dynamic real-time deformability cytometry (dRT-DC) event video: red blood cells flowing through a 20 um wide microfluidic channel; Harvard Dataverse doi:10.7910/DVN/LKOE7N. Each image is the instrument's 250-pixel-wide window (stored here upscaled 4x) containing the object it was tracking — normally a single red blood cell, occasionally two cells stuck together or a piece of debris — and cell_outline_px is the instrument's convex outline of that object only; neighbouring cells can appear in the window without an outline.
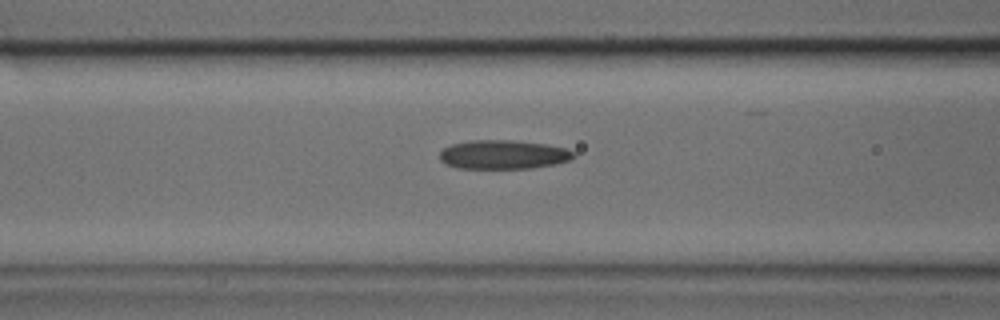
{"species": "common noctule bat (a hibernating species)", "species_latin": "Nyctalus noctula", "temperature_condition": "cold", "stored_images_in_passage": 23, "camera_frame_rate_fps": 3000, "um_per_image_px": 0.085, "animal": {"sex": "male", "body_mass_g": 17.9, "forearm_length_mm": 54.2}, "frame": {"image": 1, "passage_image": 4, "time_ms": 1.0, "image_size_px": [1000, 320], "cell_outline_px": [[576, 156], [572, 160], [556, 164], [532, 168], [456, 168], [444, 164], [440, 160], [440, 152], [444, 148], [452, 144], [472, 140], [512, 140], [544, 144], [564, 148], [576, 152]], "centroid_in_image_um": [42.8, 13.14], "position_along_channel_um": 123.8, "area_um2": 22.72}}
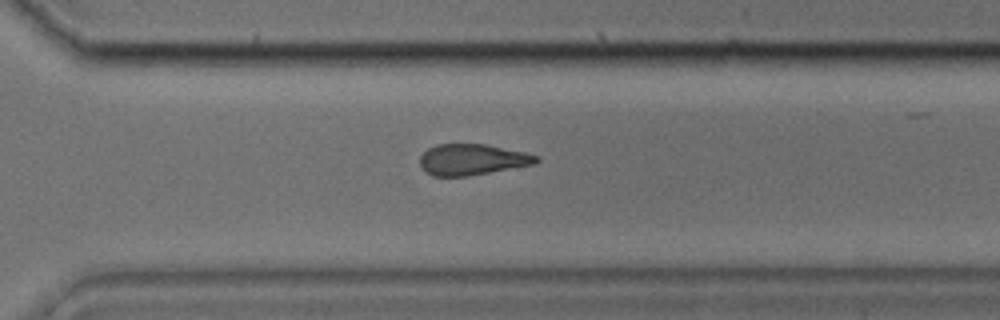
{"frame": {"image": 2, "passage_image": 16, "time_ms": 5.0, "image_size_px": [1000, 320], "cell_outline_px": [[540, 160], [536, 164], [468, 176], [432, 176], [424, 172], [420, 164], [420, 156], [428, 148], [436, 144], [484, 144], [524, 152], [540, 156]], "centroid_in_image_um": [40.13, 13.57], "position_along_channel_um": 330.5, "area_um2": 21.15}}
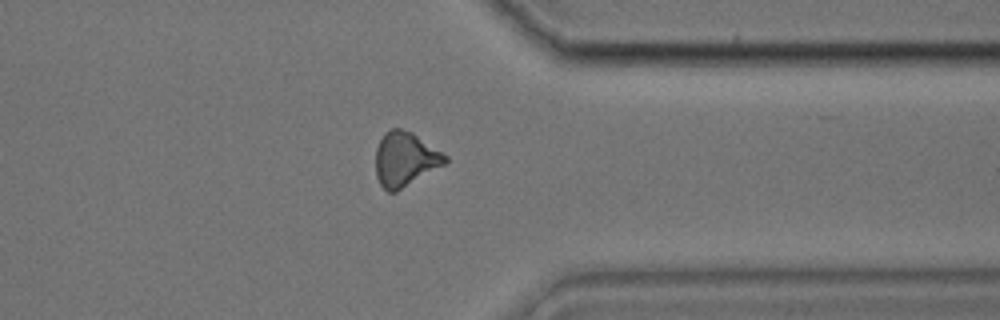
{"frame": {"image": 3, "passage_image": 19, "time_ms": 6.0, "image_size_px": [1000, 320], "cell_outline_px": [[448, 160], [444, 164], [396, 192], [388, 192], [380, 184], [376, 176], [376, 148], [384, 132], [392, 128], [400, 128], [412, 132], [448, 156]], "centroid_in_image_um": [34.41, 13.52], "position_along_channel_um": 377.0, "area_um2": 21.85}}